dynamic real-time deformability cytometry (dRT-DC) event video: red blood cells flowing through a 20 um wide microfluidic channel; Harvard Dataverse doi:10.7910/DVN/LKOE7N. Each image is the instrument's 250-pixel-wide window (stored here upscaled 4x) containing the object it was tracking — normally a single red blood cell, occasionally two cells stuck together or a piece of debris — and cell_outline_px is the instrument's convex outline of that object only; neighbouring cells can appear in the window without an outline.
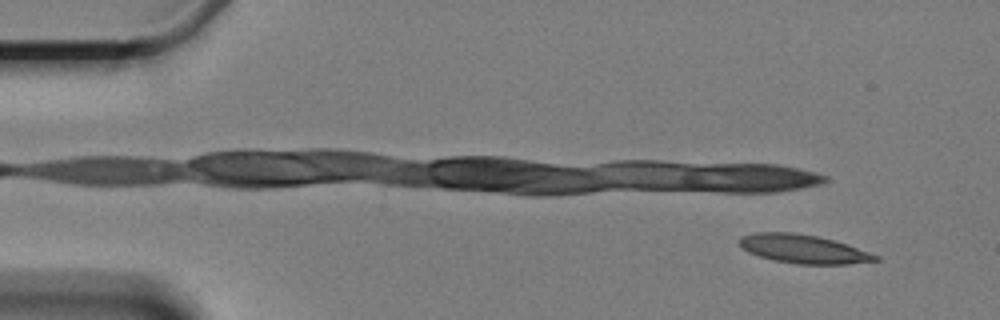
{"species": "Egyptian fruit bat (a non-hibernating species)", "species_latin": "Rousettus aegyptiacus", "temperature_condition": "cold", "stored_images_in_passage": 2, "camera_frame_rate_fps": 3000, "um_per_image_px": 0.085, "animal": {"sex": "female"}, "frame": {"image": 1, "passage_image": 2, "time_ms": 2.0, "image_size_px": [1000, 320], "cell_outline_px": [[880, 260], [848, 264], [796, 264], [772, 260], [748, 252], [740, 244], [740, 236], [756, 232], [788, 232], [816, 236], [832, 240], [880, 256]], "centroid_in_image_um": [68.26, 21.17], "position_along_channel_um": 16.7, "area_um2": 22.37}}